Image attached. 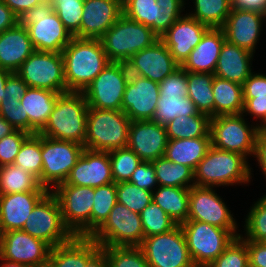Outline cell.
<instances>
[{"instance_id":"48","label":"cell","mask_w":266,"mask_h":267,"mask_svg":"<svg viewBox=\"0 0 266 267\" xmlns=\"http://www.w3.org/2000/svg\"><path fill=\"white\" fill-rule=\"evenodd\" d=\"M245 218L244 229L246 241L265 242L266 241V199L260 198L249 209Z\"/></svg>"},{"instance_id":"41","label":"cell","mask_w":266,"mask_h":267,"mask_svg":"<svg viewBox=\"0 0 266 267\" xmlns=\"http://www.w3.org/2000/svg\"><path fill=\"white\" fill-rule=\"evenodd\" d=\"M117 203L116 183L94 188V203L91 212V236L104 224Z\"/></svg>"},{"instance_id":"6","label":"cell","mask_w":266,"mask_h":267,"mask_svg":"<svg viewBox=\"0 0 266 267\" xmlns=\"http://www.w3.org/2000/svg\"><path fill=\"white\" fill-rule=\"evenodd\" d=\"M158 39L150 27L123 14L100 41L110 62L126 63L138 51L151 46Z\"/></svg>"},{"instance_id":"7","label":"cell","mask_w":266,"mask_h":267,"mask_svg":"<svg viewBox=\"0 0 266 267\" xmlns=\"http://www.w3.org/2000/svg\"><path fill=\"white\" fill-rule=\"evenodd\" d=\"M248 124L242 113L212 117L209 132L211 146L241 154L246 158L250 155L254 157L256 138L260 128L257 125Z\"/></svg>"},{"instance_id":"31","label":"cell","mask_w":266,"mask_h":267,"mask_svg":"<svg viewBox=\"0 0 266 267\" xmlns=\"http://www.w3.org/2000/svg\"><path fill=\"white\" fill-rule=\"evenodd\" d=\"M100 248L91 237L75 236L71 241L51 248L46 267H85Z\"/></svg>"},{"instance_id":"61","label":"cell","mask_w":266,"mask_h":267,"mask_svg":"<svg viewBox=\"0 0 266 267\" xmlns=\"http://www.w3.org/2000/svg\"><path fill=\"white\" fill-rule=\"evenodd\" d=\"M232 8L257 11L263 13L266 9V0H231Z\"/></svg>"},{"instance_id":"53","label":"cell","mask_w":266,"mask_h":267,"mask_svg":"<svg viewBox=\"0 0 266 267\" xmlns=\"http://www.w3.org/2000/svg\"><path fill=\"white\" fill-rule=\"evenodd\" d=\"M0 116L16 129L24 130V111L20 101H6L0 103Z\"/></svg>"},{"instance_id":"43","label":"cell","mask_w":266,"mask_h":267,"mask_svg":"<svg viewBox=\"0 0 266 267\" xmlns=\"http://www.w3.org/2000/svg\"><path fill=\"white\" fill-rule=\"evenodd\" d=\"M144 238L172 230L177 223L153 200L140 213Z\"/></svg>"},{"instance_id":"40","label":"cell","mask_w":266,"mask_h":267,"mask_svg":"<svg viewBox=\"0 0 266 267\" xmlns=\"http://www.w3.org/2000/svg\"><path fill=\"white\" fill-rule=\"evenodd\" d=\"M194 13L188 14L210 28H221L232 10L231 0H193Z\"/></svg>"},{"instance_id":"10","label":"cell","mask_w":266,"mask_h":267,"mask_svg":"<svg viewBox=\"0 0 266 267\" xmlns=\"http://www.w3.org/2000/svg\"><path fill=\"white\" fill-rule=\"evenodd\" d=\"M84 149L83 145L74 141L41 135L42 174L39 183L50 191L65 182Z\"/></svg>"},{"instance_id":"58","label":"cell","mask_w":266,"mask_h":267,"mask_svg":"<svg viewBox=\"0 0 266 267\" xmlns=\"http://www.w3.org/2000/svg\"><path fill=\"white\" fill-rule=\"evenodd\" d=\"M256 160L262 170L264 176L266 175V128H260L256 138L255 154Z\"/></svg>"},{"instance_id":"37","label":"cell","mask_w":266,"mask_h":267,"mask_svg":"<svg viewBox=\"0 0 266 267\" xmlns=\"http://www.w3.org/2000/svg\"><path fill=\"white\" fill-rule=\"evenodd\" d=\"M210 120L205 114L178 116L165 125L168 140L210 137Z\"/></svg>"},{"instance_id":"35","label":"cell","mask_w":266,"mask_h":267,"mask_svg":"<svg viewBox=\"0 0 266 267\" xmlns=\"http://www.w3.org/2000/svg\"><path fill=\"white\" fill-rule=\"evenodd\" d=\"M49 191L43 187L37 177L14 164L0 167V195L29 192Z\"/></svg>"},{"instance_id":"68","label":"cell","mask_w":266,"mask_h":267,"mask_svg":"<svg viewBox=\"0 0 266 267\" xmlns=\"http://www.w3.org/2000/svg\"><path fill=\"white\" fill-rule=\"evenodd\" d=\"M43 3H50L53 1V0H41Z\"/></svg>"},{"instance_id":"22","label":"cell","mask_w":266,"mask_h":267,"mask_svg":"<svg viewBox=\"0 0 266 267\" xmlns=\"http://www.w3.org/2000/svg\"><path fill=\"white\" fill-rule=\"evenodd\" d=\"M209 26L187 14L180 17L160 38L181 66L199 44Z\"/></svg>"},{"instance_id":"27","label":"cell","mask_w":266,"mask_h":267,"mask_svg":"<svg viewBox=\"0 0 266 267\" xmlns=\"http://www.w3.org/2000/svg\"><path fill=\"white\" fill-rule=\"evenodd\" d=\"M60 93L29 87L20 99L24 111V131L39 133L46 125Z\"/></svg>"},{"instance_id":"23","label":"cell","mask_w":266,"mask_h":267,"mask_svg":"<svg viewBox=\"0 0 266 267\" xmlns=\"http://www.w3.org/2000/svg\"><path fill=\"white\" fill-rule=\"evenodd\" d=\"M263 22H265L263 13L232 8L221 29L225 40L254 54Z\"/></svg>"},{"instance_id":"32","label":"cell","mask_w":266,"mask_h":267,"mask_svg":"<svg viewBox=\"0 0 266 267\" xmlns=\"http://www.w3.org/2000/svg\"><path fill=\"white\" fill-rule=\"evenodd\" d=\"M210 146V137L168 140L164 157L195 171Z\"/></svg>"},{"instance_id":"51","label":"cell","mask_w":266,"mask_h":267,"mask_svg":"<svg viewBox=\"0 0 266 267\" xmlns=\"http://www.w3.org/2000/svg\"><path fill=\"white\" fill-rule=\"evenodd\" d=\"M159 92L160 94H182V97L188 96L187 71L180 66L159 83Z\"/></svg>"},{"instance_id":"14","label":"cell","mask_w":266,"mask_h":267,"mask_svg":"<svg viewBox=\"0 0 266 267\" xmlns=\"http://www.w3.org/2000/svg\"><path fill=\"white\" fill-rule=\"evenodd\" d=\"M129 76L126 63L110 62L82 92L89 108L121 110Z\"/></svg>"},{"instance_id":"8","label":"cell","mask_w":266,"mask_h":267,"mask_svg":"<svg viewBox=\"0 0 266 267\" xmlns=\"http://www.w3.org/2000/svg\"><path fill=\"white\" fill-rule=\"evenodd\" d=\"M22 231L43 240L51 248L65 244L75 237L65 225L59 203L51 191L35 205Z\"/></svg>"},{"instance_id":"59","label":"cell","mask_w":266,"mask_h":267,"mask_svg":"<svg viewBox=\"0 0 266 267\" xmlns=\"http://www.w3.org/2000/svg\"><path fill=\"white\" fill-rule=\"evenodd\" d=\"M19 18L24 12L42 3L41 0H2Z\"/></svg>"},{"instance_id":"64","label":"cell","mask_w":266,"mask_h":267,"mask_svg":"<svg viewBox=\"0 0 266 267\" xmlns=\"http://www.w3.org/2000/svg\"><path fill=\"white\" fill-rule=\"evenodd\" d=\"M16 130L7 120L0 116V139Z\"/></svg>"},{"instance_id":"25","label":"cell","mask_w":266,"mask_h":267,"mask_svg":"<svg viewBox=\"0 0 266 267\" xmlns=\"http://www.w3.org/2000/svg\"><path fill=\"white\" fill-rule=\"evenodd\" d=\"M183 9L160 8L156 0H131L123 7V14L138 23L148 26L161 38L183 16Z\"/></svg>"},{"instance_id":"30","label":"cell","mask_w":266,"mask_h":267,"mask_svg":"<svg viewBox=\"0 0 266 267\" xmlns=\"http://www.w3.org/2000/svg\"><path fill=\"white\" fill-rule=\"evenodd\" d=\"M254 55L246 49L224 41L214 76L243 85L252 73L251 65Z\"/></svg>"},{"instance_id":"55","label":"cell","mask_w":266,"mask_h":267,"mask_svg":"<svg viewBox=\"0 0 266 267\" xmlns=\"http://www.w3.org/2000/svg\"><path fill=\"white\" fill-rule=\"evenodd\" d=\"M28 88L27 84L16 73H11L5 84V100L20 101Z\"/></svg>"},{"instance_id":"38","label":"cell","mask_w":266,"mask_h":267,"mask_svg":"<svg viewBox=\"0 0 266 267\" xmlns=\"http://www.w3.org/2000/svg\"><path fill=\"white\" fill-rule=\"evenodd\" d=\"M199 113L193 101L182 94H160L157 102V109L152 119L155 123L163 126L178 116H190Z\"/></svg>"},{"instance_id":"56","label":"cell","mask_w":266,"mask_h":267,"mask_svg":"<svg viewBox=\"0 0 266 267\" xmlns=\"http://www.w3.org/2000/svg\"><path fill=\"white\" fill-rule=\"evenodd\" d=\"M247 112V113H246ZM242 114H250L260 119V124L257 123L259 128H266V97H253L249 98L244 103Z\"/></svg>"},{"instance_id":"17","label":"cell","mask_w":266,"mask_h":267,"mask_svg":"<svg viewBox=\"0 0 266 267\" xmlns=\"http://www.w3.org/2000/svg\"><path fill=\"white\" fill-rule=\"evenodd\" d=\"M51 247L22 230L2 233L0 258L27 267H46Z\"/></svg>"},{"instance_id":"69","label":"cell","mask_w":266,"mask_h":267,"mask_svg":"<svg viewBox=\"0 0 266 267\" xmlns=\"http://www.w3.org/2000/svg\"><path fill=\"white\" fill-rule=\"evenodd\" d=\"M264 20H266V9L263 11Z\"/></svg>"},{"instance_id":"54","label":"cell","mask_w":266,"mask_h":267,"mask_svg":"<svg viewBox=\"0 0 266 267\" xmlns=\"http://www.w3.org/2000/svg\"><path fill=\"white\" fill-rule=\"evenodd\" d=\"M252 72L242 85L243 102L249 98L266 97V75Z\"/></svg>"},{"instance_id":"5","label":"cell","mask_w":266,"mask_h":267,"mask_svg":"<svg viewBox=\"0 0 266 267\" xmlns=\"http://www.w3.org/2000/svg\"><path fill=\"white\" fill-rule=\"evenodd\" d=\"M130 124L122 110L89 108L84 148L109 152L127 147Z\"/></svg>"},{"instance_id":"49","label":"cell","mask_w":266,"mask_h":267,"mask_svg":"<svg viewBox=\"0 0 266 267\" xmlns=\"http://www.w3.org/2000/svg\"><path fill=\"white\" fill-rule=\"evenodd\" d=\"M248 251L247 241L239 237H235L225 250L207 267H247Z\"/></svg>"},{"instance_id":"47","label":"cell","mask_w":266,"mask_h":267,"mask_svg":"<svg viewBox=\"0 0 266 267\" xmlns=\"http://www.w3.org/2000/svg\"><path fill=\"white\" fill-rule=\"evenodd\" d=\"M116 196L118 203L138 214L152 202L151 191L141 189L129 181L116 184Z\"/></svg>"},{"instance_id":"2","label":"cell","mask_w":266,"mask_h":267,"mask_svg":"<svg viewBox=\"0 0 266 267\" xmlns=\"http://www.w3.org/2000/svg\"><path fill=\"white\" fill-rule=\"evenodd\" d=\"M89 106L82 92L61 94L44 128L38 133L52 139L74 141L84 146Z\"/></svg>"},{"instance_id":"19","label":"cell","mask_w":266,"mask_h":267,"mask_svg":"<svg viewBox=\"0 0 266 267\" xmlns=\"http://www.w3.org/2000/svg\"><path fill=\"white\" fill-rule=\"evenodd\" d=\"M126 65L130 74L157 83L162 82L180 67L160 38L151 46L138 51L126 62Z\"/></svg>"},{"instance_id":"46","label":"cell","mask_w":266,"mask_h":267,"mask_svg":"<svg viewBox=\"0 0 266 267\" xmlns=\"http://www.w3.org/2000/svg\"><path fill=\"white\" fill-rule=\"evenodd\" d=\"M109 267H150L139 246L101 247Z\"/></svg>"},{"instance_id":"34","label":"cell","mask_w":266,"mask_h":267,"mask_svg":"<svg viewBox=\"0 0 266 267\" xmlns=\"http://www.w3.org/2000/svg\"><path fill=\"white\" fill-rule=\"evenodd\" d=\"M214 117L218 115L241 114L244 109L242 85L214 76Z\"/></svg>"},{"instance_id":"45","label":"cell","mask_w":266,"mask_h":267,"mask_svg":"<svg viewBox=\"0 0 266 267\" xmlns=\"http://www.w3.org/2000/svg\"><path fill=\"white\" fill-rule=\"evenodd\" d=\"M84 0H53V11L64 24L68 32L76 38H80V27L83 15Z\"/></svg>"},{"instance_id":"44","label":"cell","mask_w":266,"mask_h":267,"mask_svg":"<svg viewBox=\"0 0 266 267\" xmlns=\"http://www.w3.org/2000/svg\"><path fill=\"white\" fill-rule=\"evenodd\" d=\"M112 177L114 183L128 182L132 173L142 162L130 148L124 147L109 151Z\"/></svg>"},{"instance_id":"52","label":"cell","mask_w":266,"mask_h":267,"mask_svg":"<svg viewBox=\"0 0 266 267\" xmlns=\"http://www.w3.org/2000/svg\"><path fill=\"white\" fill-rule=\"evenodd\" d=\"M129 182L153 192L158 187V182L152 162L142 161L132 173Z\"/></svg>"},{"instance_id":"12","label":"cell","mask_w":266,"mask_h":267,"mask_svg":"<svg viewBox=\"0 0 266 267\" xmlns=\"http://www.w3.org/2000/svg\"><path fill=\"white\" fill-rule=\"evenodd\" d=\"M139 247L150 267H195L179 224L165 233L145 237Z\"/></svg>"},{"instance_id":"18","label":"cell","mask_w":266,"mask_h":267,"mask_svg":"<svg viewBox=\"0 0 266 267\" xmlns=\"http://www.w3.org/2000/svg\"><path fill=\"white\" fill-rule=\"evenodd\" d=\"M159 95V83L130 74L121 110L130 121L152 120L156 113Z\"/></svg>"},{"instance_id":"39","label":"cell","mask_w":266,"mask_h":267,"mask_svg":"<svg viewBox=\"0 0 266 267\" xmlns=\"http://www.w3.org/2000/svg\"><path fill=\"white\" fill-rule=\"evenodd\" d=\"M152 164L155 168L158 186L190 188L195 185L194 171L188 166L171 162L165 157L152 161Z\"/></svg>"},{"instance_id":"3","label":"cell","mask_w":266,"mask_h":267,"mask_svg":"<svg viewBox=\"0 0 266 267\" xmlns=\"http://www.w3.org/2000/svg\"><path fill=\"white\" fill-rule=\"evenodd\" d=\"M245 156L210 146L194 171V184L203 187L249 183L252 171Z\"/></svg>"},{"instance_id":"60","label":"cell","mask_w":266,"mask_h":267,"mask_svg":"<svg viewBox=\"0 0 266 267\" xmlns=\"http://www.w3.org/2000/svg\"><path fill=\"white\" fill-rule=\"evenodd\" d=\"M18 23V17L0 0V33L14 27Z\"/></svg>"},{"instance_id":"9","label":"cell","mask_w":266,"mask_h":267,"mask_svg":"<svg viewBox=\"0 0 266 267\" xmlns=\"http://www.w3.org/2000/svg\"><path fill=\"white\" fill-rule=\"evenodd\" d=\"M180 226L195 267L209 266L235 238L229 230L206 222L187 220Z\"/></svg>"},{"instance_id":"13","label":"cell","mask_w":266,"mask_h":267,"mask_svg":"<svg viewBox=\"0 0 266 267\" xmlns=\"http://www.w3.org/2000/svg\"><path fill=\"white\" fill-rule=\"evenodd\" d=\"M16 74L28 87L67 93L62 53L35 50Z\"/></svg>"},{"instance_id":"65","label":"cell","mask_w":266,"mask_h":267,"mask_svg":"<svg viewBox=\"0 0 266 267\" xmlns=\"http://www.w3.org/2000/svg\"><path fill=\"white\" fill-rule=\"evenodd\" d=\"M10 74V71L0 68V103L5 99V84Z\"/></svg>"},{"instance_id":"36","label":"cell","mask_w":266,"mask_h":267,"mask_svg":"<svg viewBox=\"0 0 266 267\" xmlns=\"http://www.w3.org/2000/svg\"><path fill=\"white\" fill-rule=\"evenodd\" d=\"M214 74L187 71L188 97L199 113L214 117L212 81Z\"/></svg>"},{"instance_id":"29","label":"cell","mask_w":266,"mask_h":267,"mask_svg":"<svg viewBox=\"0 0 266 267\" xmlns=\"http://www.w3.org/2000/svg\"><path fill=\"white\" fill-rule=\"evenodd\" d=\"M224 41L221 28H210L181 67L189 72L214 74Z\"/></svg>"},{"instance_id":"62","label":"cell","mask_w":266,"mask_h":267,"mask_svg":"<svg viewBox=\"0 0 266 267\" xmlns=\"http://www.w3.org/2000/svg\"><path fill=\"white\" fill-rule=\"evenodd\" d=\"M85 267H109L106 254L100 248L86 263Z\"/></svg>"},{"instance_id":"1","label":"cell","mask_w":266,"mask_h":267,"mask_svg":"<svg viewBox=\"0 0 266 267\" xmlns=\"http://www.w3.org/2000/svg\"><path fill=\"white\" fill-rule=\"evenodd\" d=\"M61 53L67 92H83L110 63L100 39L73 37Z\"/></svg>"},{"instance_id":"16","label":"cell","mask_w":266,"mask_h":267,"mask_svg":"<svg viewBox=\"0 0 266 267\" xmlns=\"http://www.w3.org/2000/svg\"><path fill=\"white\" fill-rule=\"evenodd\" d=\"M213 187L193 185L189 190L188 220L206 222L210 225L229 230L235 237L237 223L222 198Z\"/></svg>"},{"instance_id":"67","label":"cell","mask_w":266,"mask_h":267,"mask_svg":"<svg viewBox=\"0 0 266 267\" xmlns=\"http://www.w3.org/2000/svg\"><path fill=\"white\" fill-rule=\"evenodd\" d=\"M129 1H131V0H117V2H118L122 7H124Z\"/></svg>"},{"instance_id":"26","label":"cell","mask_w":266,"mask_h":267,"mask_svg":"<svg viewBox=\"0 0 266 267\" xmlns=\"http://www.w3.org/2000/svg\"><path fill=\"white\" fill-rule=\"evenodd\" d=\"M49 191H29L0 195V229L3 232L22 230L35 205Z\"/></svg>"},{"instance_id":"15","label":"cell","mask_w":266,"mask_h":267,"mask_svg":"<svg viewBox=\"0 0 266 267\" xmlns=\"http://www.w3.org/2000/svg\"><path fill=\"white\" fill-rule=\"evenodd\" d=\"M91 238L101 247L140 246L144 239L140 214L117 202Z\"/></svg>"},{"instance_id":"24","label":"cell","mask_w":266,"mask_h":267,"mask_svg":"<svg viewBox=\"0 0 266 267\" xmlns=\"http://www.w3.org/2000/svg\"><path fill=\"white\" fill-rule=\"evenodd\" d=\"M81 39H100L123 15L117 0H84Z\"/></svg>"},{"instance_id":"70","label":"cell","mask_w":266,"mask_h":267,"mask_svg":"<svg viewBox=\"0 0 266 267\" xmlns=\"http://www.w3.org/2000/svg\"><path fill=\"white\" fill-rule=\"evenodd\" d=\"M1 239H2V231L0 229V245H1Z\"/></svg>"},{"instance_id":"66","label":"cell","mask_w":266,"mask_h":267,"mask_svg":"<svg viewBox=\"0 0 266 267\" xmlns=\"http://www.w3.org/2000/svg\"><path fill=\"white\" fill-rule=\"evenodd\" d=\"M0 261L2 262V263H0V267H27V266L22 265V264L11 263V262L5 261L1 258H0Z\"/></svg>"},{"instance_id":"57","label":"cell","mask_w":266,"mask_h":267,"mask_svg":"<svg viewBox=\"0 0 266 267\" xmlns=\"http://www.w3.org/2000/svg\"><path fill=\"white\" fill-rule=\"evenodd\" d=\"M250 267H266V243L247 241Z\"/></svg>"},{"instance_id":"33","label":"cell","mask_w":266,"mask_h":267,"mask_svg":"<svg viewBox=\"0 0 266 267\" xmlns=\"http://www.w3.org/2000/svg\"><path fill=\"white\" fill-rule=\"evenodd\" d=\"M156 189L152 192V200L177 224L187 221L190 188L158 186Z\"/></svg>"},{"instance_id":"21","label":"cell","mask_w":266,"mask_h":267,"mask_svg":"<svg viewBox=\"0 0 266 267\" xmlns=\"http://www.w3.org/2000/svg\"><path fill=\"white\" fill-rule=\"evenodd\" d=\"M167 142L165 126L153 120L131 121L127 147L142 161L152 162L164 157Z\"/></svg>"},{"instance_id":"28","label":"cell","mask_w":266,"mask_h":267,"mask_svg":"<svg viewBox=\"0 0 266 267\" xmlns=\"http://www.w3.org/2000/svg\"><path fill=\"white\" fill-rule=\"evenodd\" d=\"M34 51L26 27L19 23L0 33V68L16 73Z\"/></svg>"},{"instance_id":"11","label":"cell","mask_w":266,"mask_h":267,"mask_svg":"<svg viewBox=\"0 0 266 267\" xmlns=\"http://www.w3.org/2000/svg\"><path fill=\"white\" fill-rule=\"evenodd\" d=\"M56 197L65 225L79 237H91L94 188L59 184L50 190Z\"/></svg>"},{"instance_id":"42","label":"cell","mask_w":266,"mask_h":267,"mask_svg":"<svg viewBox=\"0 0 266 267\" xmlns=\"http://www.w3.org/2000/svg\"><path fill=\"white\" fill-rule=\"evenodd\" d=\"M38 179L42 174L41 135L31 134L21 145L13 163Z\"/></svg>"},{"instance_id":"63","label":"cell","mask_w":266,"mask_h":267,"mask_svg":"<svg viewBox=\"0 0 266 267\" xmlns=\"http://www.w3.org/2000/svg\"><path fill=\"white\" fill-rule=\"evenodd\" d=\"M157 5L162 8L182 9L185 7V0H156Z\"/></svg>"},{"instance_id":"50","label":"cell","mask_w":266,"mask_h":267,"mask_svg":"<svg viewBox=\"0 0 266 267\" xmlns=\"http://www.w3.org/2000/svg\"><path fill=\"white\" fill-rule=\"evenodd\" d=\"M30 135L24 130L16 129L0 139V167L14 163L21 145Z\"/></svg>"},{"instance_id":"20","label":"cell","mask_w":266,"mask_h":267,"mask_svg":"<svg viewBox=\"0 0 266 267\" xmlns=\"http://www.w3.org/2000/svg\"><path fill=\"white\" fill-rule=\"evenodd\" d=\"M113 182L109 152L84 149L61 184L97 188Z\"/></svg>"},{"instance_id":"4","label":"cell","mask_w":266,"mask_h":267,"mask_svg":"<svg viewBox=\"0 0 266 267\" xmlns=\"http://www.w3.org/2000/svg\"><path fill=\"white\" fill-rule=\"evenodd\" d=\"M18 23L26 27L37 51L61 53L73 36L64 27L50 3H41L24 12Z\"/></svg>"}]
</instances>
